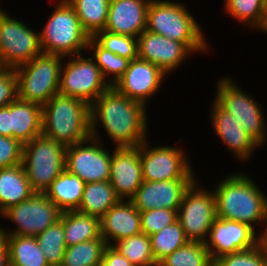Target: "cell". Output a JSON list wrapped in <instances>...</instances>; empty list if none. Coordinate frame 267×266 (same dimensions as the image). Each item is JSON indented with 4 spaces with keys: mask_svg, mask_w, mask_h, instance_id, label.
I'll list each match as a JSON object with an SVG mask.
<instances>
[{
    "mask_svg": "<svg viewBox=\"0 0 267 266\" xmlns=\"http://www.w3.org/2000/svg\"><path fill=\"white\" fill-rule=\"evenodd\" d=\"M164 145V146H163ZM150 144L147 138L140 144L141 170L144 181L198 179L188 154L181 146Z\"/></svg>",
    "mask_w": 267,
    "mask_h": 266,
    "instance_id": "7c38bea8",
    "label": "cell"
},
{
    "mask_svg": "<svg viewBox=\"0 0 267 266\" xmlns=\"http://www.w3.org/2000/svg\"><path fill=\"white\" fill-rule=\"evenodd\" d=\"M209 119L216 136L224 143L234 158L241 163L250 162L261 146L243 129L234 115L225 110L215 99L211 101Z\"/></svg>",
    "mask_w": 267,
    "mask_h": 266,
    "instance_id": "9a60e30c",
    "label": "cell"
},
{
    "mask_svg": "<svg viewBox=\"0 0 267 266\" xmlns=\"http://www.w3.org/2000/svg\"><path fill=\"white\" fill-rule=\"evenodd\" d=\"M148 110L111 86L90 105L92 137L103 142V129L113 147H137L149 138Z\"/></svg>",
    "mask_w": 267,
    "mask_h": 266,
    "instance_id": "6da1fadb",
    "label": "cell"
},
{
    "mask_svg": "<svg viewBox=\"0 0 267 266\" xmlns=\"http://www.w3.org/2000/svg\"><path fill=\"white\" fill-rule=\"evenodd\" d=\"M93 137L67 146L65 169L84 183L109 181L112 151Z\"/></svg>",
    "mask_w": 267,
    "mask_h": 266,
    "instance_id": "5bb4252c",
    "label": "cell"
},
{
    "mask_svg": "<svg viewBox=\"0 0 267 266\" xmlns=\"http://www.w3.org/2000/svg\"><path fill=\"white\" fill-rule=\"evenodd\" d=\"M266 0H224V12L231 18L239 21L246 27L255 31L260 27L263 18Z\"/></svg>",
    "mask_w": 267,
    "mask_h": 266,
    "instance_id": "e575fe53",
    "label": "cell"
},
{
    "mask_svg": "<svg viewBox=\"0 0 267 266\" xmlns=\"http://www.w3.org/2000/svg\"><path fill=\"white\" fill-rule=\"evenodd\" d=\"M101 237L107 245L140 234V211L131 200H119L100 219Z\"/></svg>",
    "mask_w": 267,
    "mask_h": 266,
    "instance_id": "7402d4cb",
    "label": "cell"
},
{
    "mask_svg": "<svg viewBox=\"0 0 267 266\" xmlns=\"http://www.w3.org/2000/svg\"><path fill=\"white\" fill-rule=\"evenodd\" d=\"M18 98L17 76L12 68L0 67V107Z\"/></svg>",
    "mask_w": 267,
    "mask_h": 266,
    "instance_id": "60d3db41",
    "label": "cell"
},
{
    "mask_svg": "<svg viewBox=\"0 0 267 266\" xmlns=\"http://www.w3.org/2000/svg\"><path fill=\"white\" fill-rule=\"evenodd\" d=\"M75 9L83 30L94 37L103 31L107 19L110 0H67Z\"/></svg>",
    "mask_w": 267,
    "mask_h": 266,
    "instance_id": "f1b7e54d",
    "label": "cell"
},
{
    "mask_svg": "<svg viewBox=\"0 0 267 266\" xmlns=\"http://www.w3.org/2000/svg\"><path fill=\"white\" fill-rule=\"evenodd\" d=\"M61 213L45 193H33L27 200L7 208L0 214V217L14 224V229L9 230L1 223L0 235L36 237L59 220Z\"/></svg>",
    "mask_w": 267,
    "mask_h": 266,
    "instance_id": "4fadbf2b",
    "label": "cell"
},
{
    "mask_svg": "<svg viewBox=\"0 0 267 266\" xmlns=\"http://www.w3.org/2000/svg\"><path fill=\"white\" fill-rule=\"evenodd\" d=\"M151 0H110L104 30L138 37L146 30L147 9Z\"/></svg>",
    "mask_w": 267,
    "mask_h": 266,
    "instance_id": "44dd1931",
    "label": "cell"
},
{
    "mask_svg": "<svg viewBox=\"0 0 267 266\" xmlns=\"http://www.w3.org/2000/svg\"><path fill=\"white\" fill-rule=\"evenodd\" d=\"M87 51L110 86H114L128 68L130 60L106 50L93 37L88 41Z\"/></svg>",
    "mask_w": 267,
    "mask_h": 266,
    "instance_id": "f546056e",
    "label": "cell"
},
{
    "mask_svg": "<svg viewBox=\"0 0 267 266\" xmlns=\"http://www.w3.org/2000/svg\"><path fill=\"white\" fill-rule=\"evenodd\" d=\"M111 246L135 266H158L152 254L150 236L143 232L116 241Z\"/></svg>",
    "mask_w": 267,
    "mask_h": 266,
    "instance_id": "4dcf8cb0",
    "label": "cell"
},
{
    "mask_svg": "<svg viewBox=\"0 0 267 266\" xmlns=\"http://www.w3.org/2000/svg\"><path fill=\"white\" fill-rule=\"evenodd\" d=\"M260 230L258 231L259 233L260 232H267V197H266V202H265V221H264L263 229H260Z\"/></svg>",
    "mask_w": 267,
    "mask_h": 266,
    "instance_id": "7dc6e473",
    "label": "cell"
},
{
    "mask_svg": "<svg viewBox=\"0 0 267 266\" xmlns=\"http://www.w3.org/2000/svg\"><path fill=\"white\" fill-rule=\"evenodd\" d=\"M66 149L44 134L23 145L22 165L34 193H45L65 170Z\"/></svg>",
    "mask_w": 267,
    "mask_h": 266,
    "instance_id": "8992f818",
    "label": "cell"
},
{
    "mask_svg": "<svg viewBox=\"0 0 267 266\" xmlns=\"http://www.w3.org/2000/svg\"><path fill=\"white\" fill-rule=\"evenodd\" d=\"M152 254L157 265L175 250L189 242L178 220L150 235Z\"/></svg>",
    "mask_w": 267,
    "mask_h": 266,
    "instance_id": "836d02e7",
    "label": "cell"
},
{
    "mask_svg": "<svg viewBox=\"0 0 267 266\" xmlns=\"http://www.w3.org/2000/svg\"><path fill=\"white\" fill-rule=\"evenodd\" d=\"M66 247L101 238L100 219L77 210L63 212Z\"/></svg>",
    "mask_w": 267,
    "mask_h": 266,
    "instance_id": "484cf974",
    "label": "cell"
},
{
    "mask_svg": "<svg viewBox=\"0 0 267 266\" xmlns=\"http://www.w3.org/2000/svg\"><path fill=\"white\" fill-rule=\"evenodd\" d=\"M257 31L264 32V33L267 34V0L265 2L264 13H263V18H262V21H261V25L257 29Z\"/></svg>",
    "mask_w": 267,
    "mask_h": 266,
    "instance_id": "f6af8a7d",
    "label": "cell"
},
{
    "mask_svg": "<svg viewBox=\"0 0 267 266\" xmlns=\"http://www.w3.org/2000/svg\"><path fill=\"white\" fill-rule=\"evenodd\" d=\"M36 239L49 266H61L66 249L63 212L59 220L37 235Z\"/></svg>",
    "mask_w": 267,
    "mask_h": 266,
    "instance_id": "d6a6232c",
    "label": "cell"
},
{
    "mask_svg": "<svg viewBox=\"0 0 267 266\" xmlns=\"http://www.w3.org/2000/svg\"><path fill=\"white\" fill-rule=\"evenodd\" d=\"M53 8L39 31L42 52L64 57L86 52L90 36L83 30L74 7L67 0H57Z\"/></svg>",
    "mask_w": 267,
    "mask_h": 266,
    "instance_id": "5b68a950",
    "label": "cell"
},
{
    "mask_svg": "<svg viewBox=\"0 0 267 266\" xmlns=\"http://www.w3.org/2000/svg\"><path fill=\"white\" fill-rule=\"evenodd\" d=\"M195 180L143 181L130 200L139 211L159 208L178 210L184 192Z\"/></svg>",
    "mask_w": 267,
    "mask_h": 266,
    "instance_id": "ffe728a7",
    "label": "cell"
},
{
    "mask_svg": "<svg viewBox=\"0 0 267 266\" xmlns=\"http://www.w3.org/2000/svg\"><path fill=\"white\" fill-rule=\"evenodd\" d=\"M259 240L265 246L267 250V232H260L259 233Z\"/></svg>",
    "mask_w": 267,
    "mask_h": 266,
    "instance_id": "bcb514c9",
    "label": "cell"
},
{
    "mask_svg": "<svg viewBox=\"0 0 267 266\" xmlns=\"http://www.w3.org/2000/svg\"><path fill=\"white\" fill-rule=\"evenodd\" d=\"M141 229L148 236L155 234L177 220V210L159 208L140 211Z\"/></svg>",
    "mask_w": 267,
    "mask_h": 266,
    "instance_id": "f35d334b",
    "label": "cell"
},
{
    "mask_svg": "<svg viewBox=\"0 0 267 266\" xmlns=\"http://www.w3.org/2000/svg\"><path fill=\"white\" fill-rule=\"evenodd\" d=\"M0 135L10 137V104L0 107Z\"/></svg>",
    "mask_w": 267,
    "mask_h": 266,
    "instance_id": "7bdbcfd3",
    "label": "cell"
},
{
    "mask_svg": "<svg viewBox=\"0 0 267 266\" xmlns=\"http://www.w3.org/2000/svg\"><path fill=\"white\" fill-rule=\"evenodd\" d=\"M186 6L172 0H151L147 9L146 30L182 42L194 54L210 53L212 44L207 41L202 26Z\"/></svg>",
    "mask_w": 267,
    "mask_h": 266,
    "instance_id": "3957f363",
    "label": "cell"
},
{
    "mask_svg": "<svg viewBox=\"0 0 267 266\" xmlns=\"http://www.w3.org/2000/svg\"><path fill=\"white\" fill-rule=\"evenodd\" d=\"M210 266H221L217 261H211Z\"/></svg>",
    "mask_w": 267,
    "mask_h": 266,
    "instance_id": "c3c4849f",
    "label": "cell"
},
{
    "mask_svg": "<svg viewBox=\"0 0 267 266\" xmlns=\"http://www.w3.org/2000/svg\"><path fill=\"white\" fill-rule=\"evenodd\" d=\"M23 145L13 137L0 135V168L22 164Z\"/></svg>",
    "mask_w": 267,
    "mask_h": 266,
    "instance_id": "ab89813d",
    "label": "cell"
},
{
    "mask_svg": "<svg viewBox=\"0 0 267 266\" xmlns=\"http://www.w3.org/2000/svg\"><path fill=\"white\" fill-rule=\"evenodd\" d=\"M42 134V106L17 98L10 103V137L22 145Z\"/></svg>",
    "mask_w": 267,
    "mask_h": 266,
    "instance_id": "603a6c76",
    "label": "cell"
},
{
    "mask_svg": "<svg viewBox=\"0 0 267 266\" xmlns=\"http://www.w3.org/2000/svg\"><path fill=\"white\" fill-rule=\"evenodd\" d=\"M196 179L184 192L177 210V220L189 241L205 242L217 218L216 200L213 190L202 186Z\"/></svg>",
    "mask_w": 267,
    "mask_h": 266,
    "instance_id": "8fae6325",
    "label": "cell"
},
{
    "mask_svg": "<svg viewBox=\"0 0 267 266\" xmlns=\"http://www.w3.org/2000/svg\"><path fill=\"white\" fill-rule=\"evenodd\" d=\"M259 242V233L248 224L217 217L204 243L211 260L216 261L223 255L250 249Z\"/></svg>",
    "mask_w": 267,
    "mask_h": 266,
    "instance_id": "2e32d148",
    "label": "cell"
},
{
    "mask_svg": "<svg viewBox=\"0 0 267 266\" xmlns=\"http://www.w3.org/2000/svg\"><path fill=\"white\" fill-rule=\"evenodd\" d=\"M93 38L106 50L130 61L138 57L136 37L114 34L103 30L98 32Z\"/></svg>",
    "mask_w": 267,
    "mask_h": 266,
    "instance_id": "8d00e7d4",
    "label": "cell"
},
{
    "mask_svg": "<svg viewBox=\"0 0 267 266\" xmlns=\"http://www.w3.org/2000/svg\"><path fill=\"white\" fill-rule=\"evenodd\" d=\"M230 76L219 78L214 99L234 118L243 129L262 147L267 143V118L264 107L251 93L243 90ZM251 94V95H250Z\"/></svg>",
    "mask_w": 267,
    "mask_h": 266,
    "instance_id": "ba28073f",
    "label": "cell"
},
{
    "mask_svg": "<svg viewBox=\"0 0 267 266\" xmlns=\"http://www.w3.org/2000/svg\"><path fill=\"white\" fill-rule=\"evenodd\" d=\"M101 266H135L111 245L104 249Z\"/></svg>",
    "mask_w": 267,
    "mask_h": 266,
    "instance_id": "b9f144b4",
    "label": "cell"
},
{
    "mask_svg": "<svg viewBox=\"0 0 267 266\" xmlns=\"http://www.w3.org/2000/svg\"><path fill=\"white\" fill-rule=\"evenodd\" d=\"M33 193L22 164L0 168V214Z\"/></svg>",
    "mask_w": 267,
    "mask_h": 266,
    "instance_id": "cb8c5ba5",
    "label": "cell"
},
{
    "mask_svg": "<svg viewBox=\"0 0 267 266\" xmlns=\"http://www.w3.org/2000/svg\"><path fill=\"white\" fill-rule=\"evenodd\" d=\"M42 134L65 146L91 138L90 104L55 94L42 106Z\"/></svg>",
    "mask_w": 267,
    "mask_h": 266,
    "instance_id": "277c9868",
    "label": "cell"
},
{
    "mask_svg": "<svg viewBox=\"0 0 267 266\" xmlns=\"http://www.w3.org/2000/svg\"><path fill=\"white\" fill-rule=\"evenodd\" d=\"M167 75L156 65L137 57L129 62L122 77L113 86L119 93L149 107Z\"/></svg>",
    "mask_w": 267,
    "mask_h": 266,
    "instance_id": "e0dca14e",
    "label": "cell"
},
{
    "mask_svg": "<svg viewBox=\"0 0 267 266\" xmlns=\"http://www.w3.org/2000/svg\"><path fill=\"white\" fill-rule=\"evenodd\" d=\"M211 261L204 242L189 241L164 258L158 266H210Z\"/></svg>",
    "mask_w": 267,
    "mask_h": 266,
    "instance_id": "d590c367",
    "label": "cell"
},
{
    "mask_svg": "<svg viewBox=\"0 0 267 266\" xmlns=\"http://www.w3.org/2000/svg\"><path fill=\"white\" fill-rule=\"evenodd\" d=\"M109 181L121 200H130L135 195L144 181L140 145L112 148Z\"/></svg>",
    "mask_w": 267,
    "mask_h": 266,
    "instance_id": "d6986e66",
    "label": "cell"
},
{
    "mask_svg": "<svg viewBox=\"0 0 267 266\" xmlns=\"http://www.w3.org/2000/svg\"><path fill=\"white\" fill-rule=\"evenodd\" d=\"M221 266H267V250L263 243L221 256L216 260Z\"/></svg>",
    "mask_w": 267,
    "mask_h": 266,
    "instance_id": "74e56055",
    "label": "cell"
},
{
    "mask_svg": "<svg viewBox=\"0 0 267 266\" xmlns=\"http://www.w3.org/2000/svg\"><path fill=\"white\" fill-rule=\"evenodd\" d=\"M248 175L236 171L217 180V185L213 186L216 214L219 219L248 224L257 232L256 226L259 224L257 227L263 228L264 225L267 195Z\"/></svg>",
    "mask_w": 267,
    "mask_h": 266,
    "instance_id": "7a4b0ae2",
    "label": "cell"
},
{
    "mask_svg": "<svg viewBox=\"0 0 267 266\" xmlns=\"http://www.w3.org/2000/svg\"><path fill=\"white\" fill-rule=\"evenodd\" d=\"M64 56L41 53L15 68L18 98L44 106L59 93L60 71Z\"/></svg>",
    "mask_w": 267,
    "mask_h": 266,
    "instance_id": "52a82bcc",
    "label": "cell"
},
{
    "mask_svg": "<svg viewBox=\"0 0 267 266\" xmlns=\"http://www.w3.org/2000/svg\"><path fill=\"white\" fill-rule=\"evenodd\" d=\"M106 246L101 237L66 247L61 266H101Z\"/></svg>",
    "mask_w": 267,
    "mask_h": 266,
    "instance_id": "1f68e13d",
    "label": "cell"
},
{
    "mask_svg": "<svg viewBox=\"0 0 267 266\" xmlns=\"http://www.w3.org/2000/svg\"><path fill=\"white\" fill-rule=\"evenodd\" d=\"M0 266L9 265V250L8 244L3 236L0 235Z\"/></svg>",
    "mask_w": 267,
    "mask_h": 266,
    "instance_id": "ee69618b",
    "label": "cell"
},
{
    "mask_svg": "<svg viewBox=\"0 0 267 266\" xmlns=\"http://www.w3.org/2000/svg\"><path fill=\"white\" fill-rule=\"evenodd\" d=\"M85 183L66 169L52 181L45 195L61 212L75 211L83 198Z\"/></svg>",
    "mask_w": 267,
    "mask_h": 266,
    "instance_id": "d4e9b609",
    "label": "cell"
},
{
    "mask_svg": "<svg viewBox=\"0 0 267 266\" xmlns=\"http://www.w3.org/2000/svg\"><path fill=\"white\" fill-rule=\"evenodd\" d=\"M3 9L0 8V67L15 69L42 53L40 36L39 31Z\"/></svg>",
    "mask_w": 267,
    "mask_h": 266,
    "instance_id": "9c48e42d",
    "label": "cell"
},
{
    "mask_svg": "<svg viewBox=\"0 0 267 266\" xmlns=\"http://www.w3.org/2000/svg\"><path fill=\"white\" fill-rule=\"evenodd\" d=\"M119 200L110 181L85 183L83 198L77 211L101 219Z\"/></svg>",
    "mask_w": 267,
    "mask_h": 266,
    "instance_id": "4316f807",
    "label": "cell"
},
{
    "mask_svg": "<svg viewBox=\"0 0 267 266\" xmlns=\"http://www.w3.org/2000/svg\"><path fill=\"white\" fill-rule=\"evenodd\" d=\"M110 87L90 54L64 57L59 94L76 97L91 105Z\"/></svg>",
    "mask_w": 267,
    "mask_h": 266,
    "instance_id": "30bf717a",
    "label": "cell"
},
{
    "mask_svg": "<svg viewBox=\"0 0 267 266\" xmlns=\"http://www.w3.org/2000/svg\"><path fill=\"white\" fill-rule=\"evenodd\" d=\"M9 250L10 266H49L36 237L1 235Z\"/></svg>",
    "mask_w": 267,
    "mask_h": 266,
    "instance_id": "83f0119b",
    "label": "cell"
},
{
    "mask_svg": "<svg viewBox=\"0 0 267 266\" xmlns=\"http://www.w3.org/2000/svg\"><path fill=\"white\" fill-rule=\"evenodd\" d=\"M138 57L156 65L166 75L176 72L194 53L182 42L148 30L137 37ZM193 54V55H192Z\"/></svg>",
    "mask_w": 267,
    "mask_h": 266,
    "instance_id": "ac0fdd59",
    "label": "cell"
}]
</instances>
